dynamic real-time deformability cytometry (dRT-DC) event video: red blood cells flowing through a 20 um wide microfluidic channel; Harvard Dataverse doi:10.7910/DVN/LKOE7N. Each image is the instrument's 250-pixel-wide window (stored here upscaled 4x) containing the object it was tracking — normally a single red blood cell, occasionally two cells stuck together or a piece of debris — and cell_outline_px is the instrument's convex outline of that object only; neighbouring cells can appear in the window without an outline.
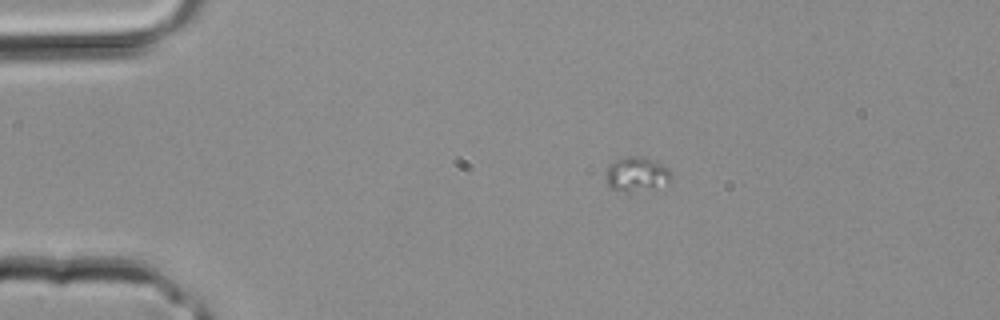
{"species": "common noctule bat (a hibernating species)", "species_latin": "Nyctalus noctula", "temperature_condition": "room temperature", "stored_images_in_passage": 3, "camera_frame_rate_fps": 3000, "um_per_image_px": 0.085, "animal": {"sex": "male", "body_mass_g": 20.4}, "frame": {"image": 1, "passage_image": 1, "time_ms": 0.0, "image_size_px": [1000, 320], "cell_outline_px": [[672, 180], [628, 192], [608, 188], [604, 176], [608, 164], [616, 160], [628, 156], [640, 156], [652, 160], [668, 168], [672, 172]], "centroid_in_image_um": [54.02, 14.77], "position_along_channel_um": 31.0, "area_um2": 12.77}}